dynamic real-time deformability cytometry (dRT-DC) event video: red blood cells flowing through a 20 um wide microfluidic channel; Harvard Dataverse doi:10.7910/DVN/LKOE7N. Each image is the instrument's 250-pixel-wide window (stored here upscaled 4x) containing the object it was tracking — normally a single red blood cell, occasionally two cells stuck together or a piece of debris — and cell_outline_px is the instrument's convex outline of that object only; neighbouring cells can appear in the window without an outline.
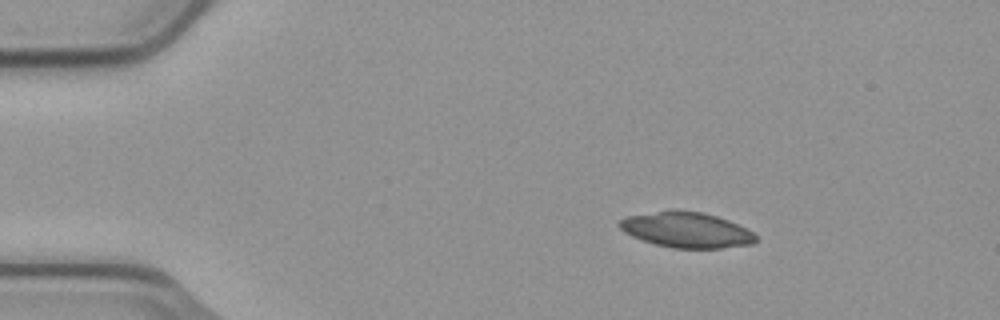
{"species": "common noctule bat (a hibernating species)", "species_latin": "Nyctalus noctula", "temperature_condition": "cold", "stored_images_in_passage": 47, "camera_frame_rate_fps": 3000, "um_per_image_px": 0.085, "animal": {"sex": "male", "body_mass_g": 23.1, "forearm_length_mm": 52.7}, "frame": {"image": 1, "passage_image": 1, "time_ms": 0.0, "image_size_px": [1000, 320], "cell_outline_px": [[756, 240], [752, 244], [720, 248], [672, 248], [656, 244], [632, 236], [624, 232], [616, 224], [620, 220], [628, 216], [668, 208], [676, 208], [704, 212], [728, 220], [752, 232], [756, 236]], "centroid_in_image_um": [58.3, 19.51], "position_along_channel_um": 26.7, "area_um2": 28.44}}